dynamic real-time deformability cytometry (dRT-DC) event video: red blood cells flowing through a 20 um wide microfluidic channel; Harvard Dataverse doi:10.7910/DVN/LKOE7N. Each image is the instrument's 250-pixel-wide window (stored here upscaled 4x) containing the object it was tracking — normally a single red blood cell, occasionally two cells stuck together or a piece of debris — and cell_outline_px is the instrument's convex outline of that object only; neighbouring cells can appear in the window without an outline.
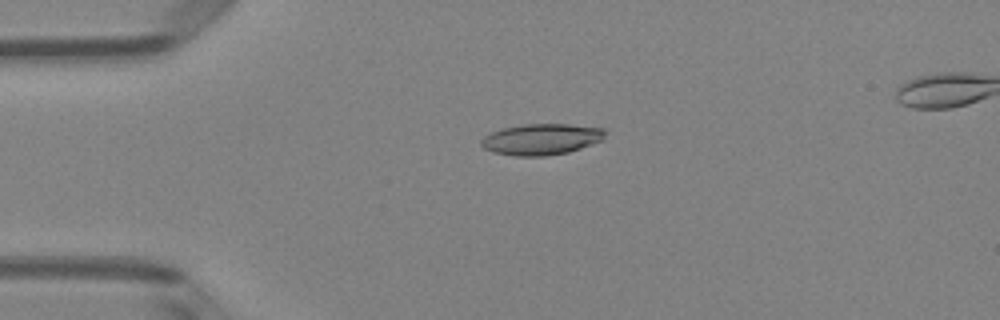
{"species": "Egyptian fruit bat (a non-hibernating species)", "species_latin": "Rousettus aegyptiacus", "temperature_condition": "room temperature", "stored_images_in_passage": 40, "segment_of_instrument_passage": [1, 2], "camera_frame_rate_fps": 3000, "um_per_image_px": 0.085, "animal": {"sex": "female"}, "frame": {"image": 1, "passage_image": 1, "time_ms": 0.0, "image_size_px": [1000, 320], "cell_outline_px": [[604, 140], [568, 152], [544, 156], [516, 156], [492, 152], [484, 148], [480, 144], [480, 140], [484, 136], [492, 132], [504, 128], [524, 124], [568, 124], [604, 128]], "centroid_in_image_um": [46.0, 11.84], "position_along_channel_um": 39.0, "area_um2": 22.43}}
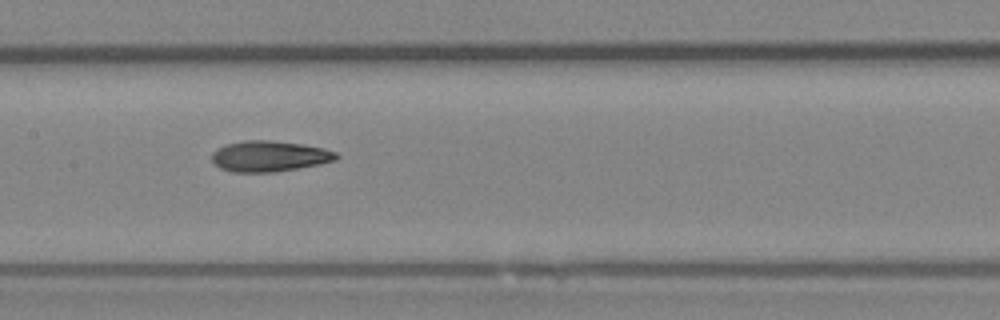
{"frame": {"image": 2, "passage_image": 14, "time_ms": 4.333, "image_size_px": [1000, 320], "cell_outline_px": [[340, 156], [336, 160], [320, 164], [272, 172], [232, 172], [220, 168], [212, 160], [212, 152], [228, 144], [244, 140], [272, 140], [300, 144], [324, 148], [336, 152]], "centroid_in_image_um": [22.92, 13.28], "position_along_channel_um": 184.5, "area_um2": 22.14}}
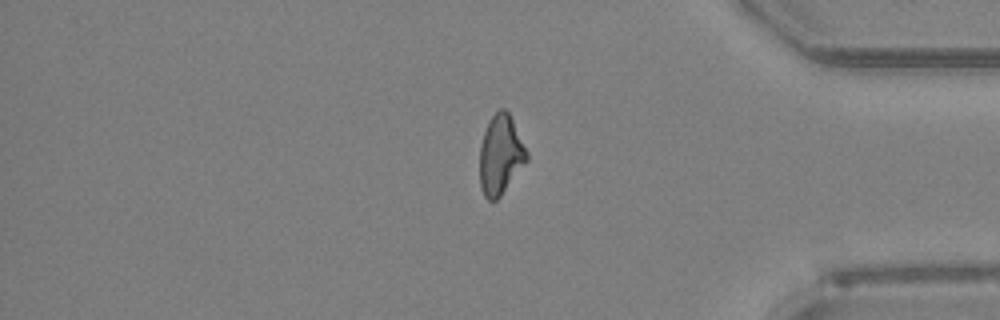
{"frame": {"image": 3, "passage_image": 31, "time_ms": 10.0, "image_size_px": [1000, 320], "cell_outline_px": [[528, 160], [500, 196], [496, 200], [488, 200], [484, 196], [480, 188], [480, 144], [488, 120], [500, 108], [504, 108], [508, 112], [528, 152]], "centroid_in_image_um": [42.53, 13.16], "position_along_channel_um": 392.7, "area_um2": 21.68}}